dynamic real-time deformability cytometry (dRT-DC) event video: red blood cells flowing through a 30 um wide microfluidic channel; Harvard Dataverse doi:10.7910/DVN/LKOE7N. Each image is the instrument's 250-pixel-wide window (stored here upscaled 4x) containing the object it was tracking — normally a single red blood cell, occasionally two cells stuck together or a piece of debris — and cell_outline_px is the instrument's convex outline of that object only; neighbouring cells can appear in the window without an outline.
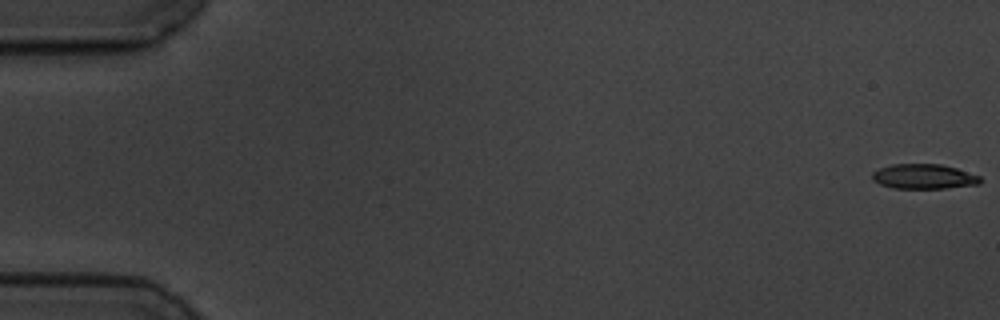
{"species": "common noctule bat (a hibernating species)", "species_latin": "Nyctalus noctula", "temperature_condition": "cold", "stored_images_in_passage": 59, "camera_frame_rate_fps": 3000, "um_per_image_px": 0.085, "animal": {"sex": "male", "body_mass_g": 19.5, "forearm_length_mm": 54.6}, "frame": {"image": 1, "passage_image": 1, "time_ms": 0.0, "image_size_px": [1000, 320], "cell_outline_px": [[984, 180], [980, 184], [944, 188], [892, 188], [880, 184], [872, 180], [872, 172], [880, 168], [892, 164], [940, 164], [956, 168], [980, 176]], "centroid_in_image_um": [78.53, 15.0], "position_along_channel_um": 6.5, "area_um2": 15.66}}
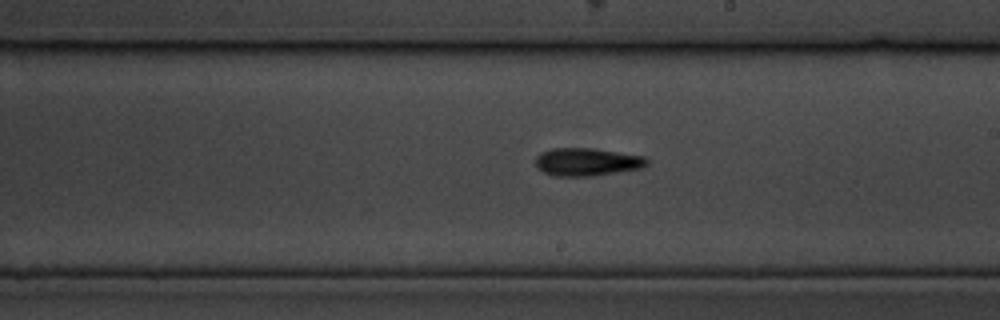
{"frame": {"image": 2, "passage_image": 34, "time_ms": 11.0, "image_size_px": [1000, 320], "cell_outline_px": [[648, 164], [640, 168], [596, 176], [552, 176], [536, 168], [536, 156], [540, 152], [552, 148], [592, 148], [644, 156], [648, 160]], "centroid_in_image_um": [49.86, 13.76], "position_along_channel_um": 239.1, "area_um2": 18.21}}
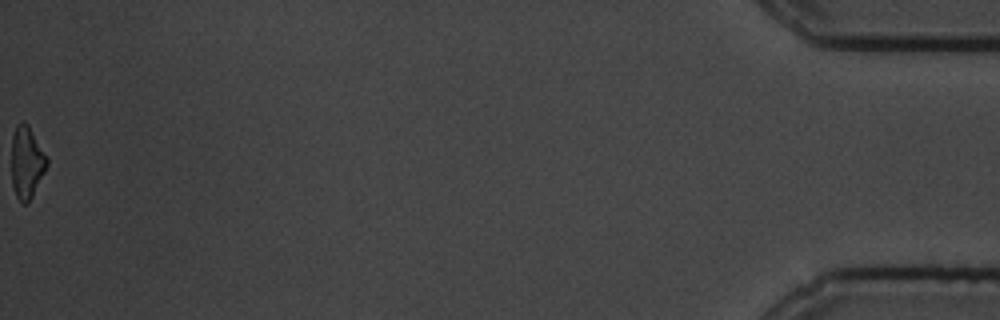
{"frame": {"image": 3, "passage_image": 59, "time_ms": 19.333, "image_size_px": [1000, 320], "cell_outline_px": [[48, 164], [28, 204], [20, 204], [16, 196], [12, 184], [12, 136], [16, 124], [28, 124], [48, 156]], "centroid_in_image_um": [2.28, 13.82], "position_along_channel_um": 432.9, "area_um2": 14.91}, "authors_computed_cell_mechanics": {"area_um2": 16.7042, "velocity_mm_per_s": 3.4845, "shape_relaxation_time_tau1_ms": 4.6122, "shape_relaxation_time_tau2_ms": null, "deformation_change_tau1": 0.1345, "deformation_change_tau2": null}}